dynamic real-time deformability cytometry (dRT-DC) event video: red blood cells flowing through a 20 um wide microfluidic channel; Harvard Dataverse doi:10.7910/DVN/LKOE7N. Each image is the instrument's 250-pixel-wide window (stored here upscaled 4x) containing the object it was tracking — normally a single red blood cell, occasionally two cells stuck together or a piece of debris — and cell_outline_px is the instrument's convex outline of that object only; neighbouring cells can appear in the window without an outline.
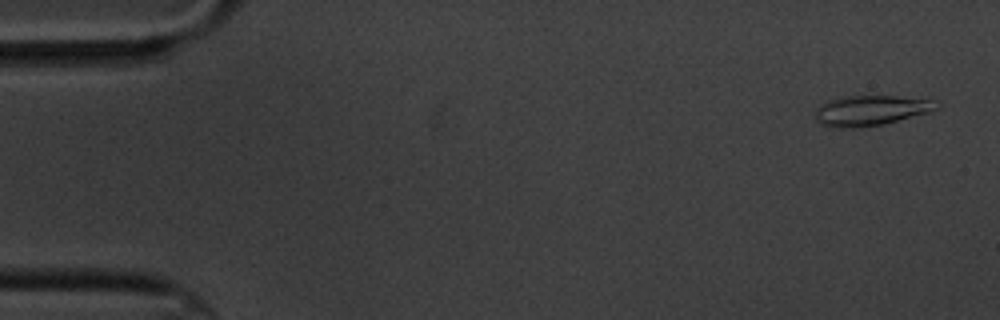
{"species": "common noctule bat (a hibernating species)", "species_latin": "Nyctalus noctula", "temperature_condition": "cold", "stored_images_in_passage": 5, "camera_frame_rate_fps": 3000, "um_per_image_px": 0.085, "animal": {"sex": "male", "body_mass_g": 20.1, "forearm_length_mm": 53.5}, "frame": {"image": 1, "passage_image": 1, "time_ms": 0.0, "image_size_px": [1000, 320], "cell_outline_px": [[940, 104], [932, 112], [880, 124], [852, 128], [840, 128], [820, 124], [812, 116], [816, 108], [820, 104], [828, 100], [848, 96], [896, 96], [928, 100]], "centroid_in_image_um": [73.93, 9.39], "position_along_channel_um": 11.1, "area_um2": 21.15}}